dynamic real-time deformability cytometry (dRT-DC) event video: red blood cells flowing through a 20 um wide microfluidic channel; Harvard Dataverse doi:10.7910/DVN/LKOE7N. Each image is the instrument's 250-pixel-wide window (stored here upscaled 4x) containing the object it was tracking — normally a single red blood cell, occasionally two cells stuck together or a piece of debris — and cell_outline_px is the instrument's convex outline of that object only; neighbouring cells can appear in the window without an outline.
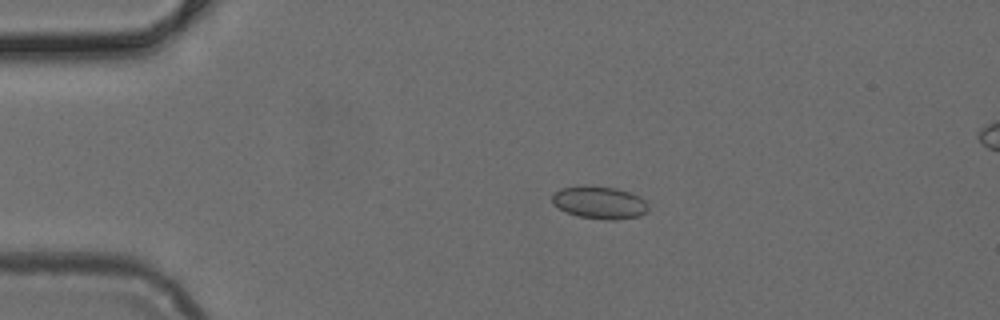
{"species": "common noctule bat (a hibernating species)", "species_latin": "Nyctalus noctula", "temperature_condition": "cold", "stored_images_in_passage": 49, "camera_frame_rate_fps": 3000, "um_per_image_px": 0.085, "animal": {"sex": "female", "body_mass_g": 24.6, "forearm_length_mm": 56.2}, "frame": {"image": 1, "passage_image": 10, "time_ms": 3.0, "image_size_px": [1000, 320], "cell_outline_px": [[648, 208], [640, 216], [612, 220], [608, 220], [576, 216], [552, 204], [552, 196], [560, 188], [584, 184], [588, 184], [616, 188], [632, 192], [640, 196], [644, 200]], "centroid_in_image_um": [50.94, 17.19], "position_along_channel_um": 34.1, "area_um2": 18.44}}
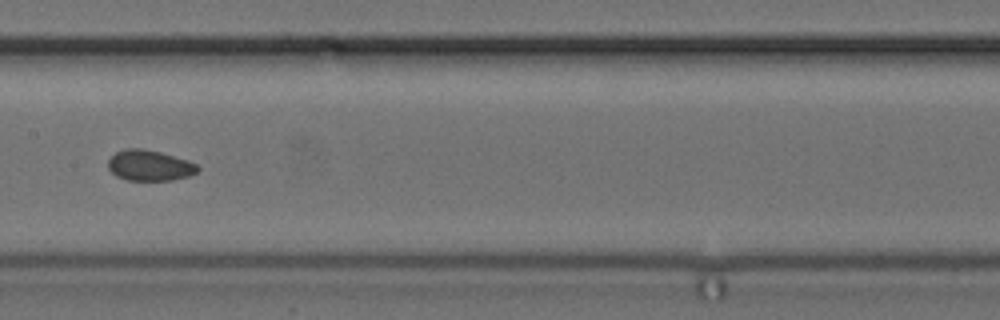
{"frame": {"image": 2, "passage_image": 25, "time_ms": 8.0, "image_size_px": [1000, 320], "cell_outline_px": [[200, 168], [196, 172], [188, 176], [172, 180], [128, 180], [116, 176], [108, 168], [108, 160], [116, 152], [124, 148], [144, 148], [160, 152], [188, 160], [196, 164]], "centroid_in_image_um": [12.7, 14.05], "position_along_channel_um": 194.7, "area_um2": 16.01}}
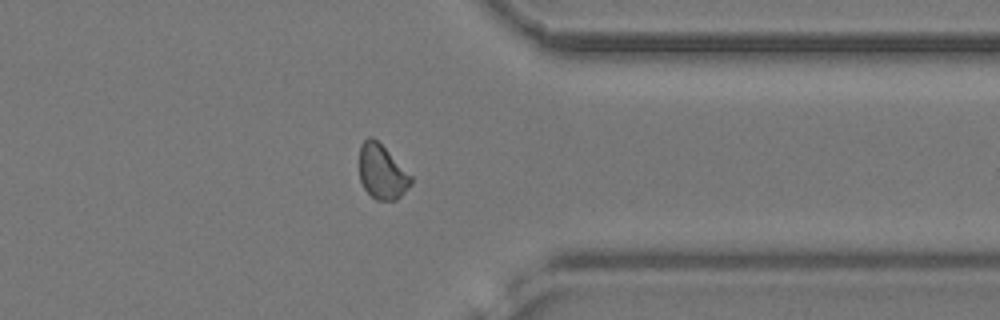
{"frame": {"image": 3, "passage_image": 39, "time_ms": 12.667, "image_size_px": [1000, 320], "cell_outline_px": [[412, 184], [396, 200], [376, 200], [364, 188], [360, 180], [360, 144], [368, 136], [372, 136], [412, 176]], "centroid_in_image_um": [32.46, 14.62], "position_along_channel_um": 378.9, "area_um2": 16.13}}